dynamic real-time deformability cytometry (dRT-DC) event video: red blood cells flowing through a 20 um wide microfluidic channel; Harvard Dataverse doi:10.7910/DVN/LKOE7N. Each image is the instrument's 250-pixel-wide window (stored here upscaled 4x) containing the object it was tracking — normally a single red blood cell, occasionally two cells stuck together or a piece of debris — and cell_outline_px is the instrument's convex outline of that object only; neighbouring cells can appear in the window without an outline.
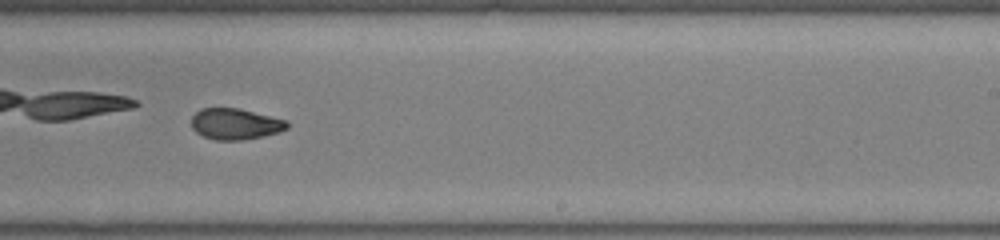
{"species": "common noctule bat (a hibernating species)", "species_latin": "Nyctalus noctula", "temperature_condition": "room temperature", "stored_images_in_passage": 53, "camera_frame_rate_fps": 3000, "um_per_image_px": 0.085, "animal": {"sex": "female", "body_mass_g": 22.0, "forearm_length_mm": 56.7}, "frame": {"image": 1, "passage_image": 38, "time_ms": 12.333, "image_size_px": [1000, 240], "cell_outline_px": [[288, 128], [280, 132], [264, 136], [244, 140], [216, 140], [204, 136], [196, 132], [192, 128], [192, 116], [200, 108], [236, 108], [288, 120]], "centroid_in_image_um": [20.01, 10.54], "position_along_channel_um": 269.0, "area_um2": 17.34}, "authors_computed_cell_mechanics": {"area_um2": 18.3226, "velocity_mm_per_s": 4.0292, "shape_relaxation_time_tau1_ms": null, "shape_relaxation_time_tau2_ms": 1.7648, "deformation_change_tau1": null, "deformation_change_tau2": 0.0657}}